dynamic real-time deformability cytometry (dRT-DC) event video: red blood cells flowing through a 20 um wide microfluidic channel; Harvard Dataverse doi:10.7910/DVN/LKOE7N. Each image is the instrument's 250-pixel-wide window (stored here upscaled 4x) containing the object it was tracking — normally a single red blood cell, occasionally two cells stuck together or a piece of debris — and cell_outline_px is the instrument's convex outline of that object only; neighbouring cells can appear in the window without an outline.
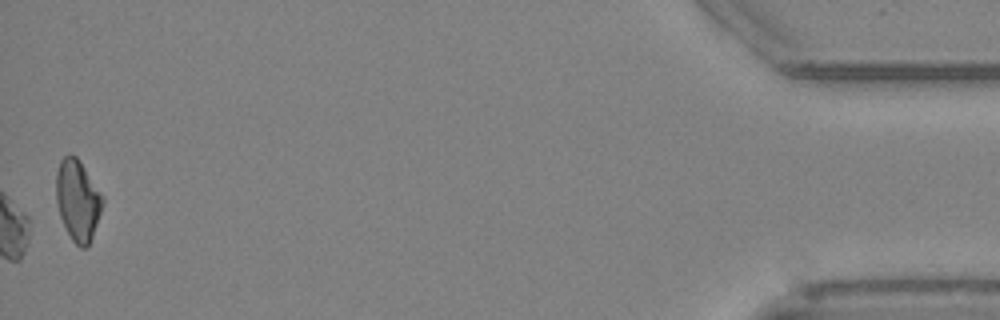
{"species": "Egyptian fruit bat (a non-hibernating species)", "species_latin": "Rousettus aegyptiacus", "temperature_condition": "cold", "stored_images_in_passage": 39, "camera_frame_rate_fps": 3000, "um_per_image_px": 0.085, "animal": {"sex": "female"}, "frame": {"image": 1, "passage_image": 39, "time_ms": 12.667, "image_size_px": [1000, 320], "cell_outline_px": [[104, 200], [92, 236], [88, 244], [84, 248], [80, 248], [72, 240], [60, 216], [56, 204], [56, 172], [60, 160], [68, 152], [76, 156], [104, 196]], "centroid_in_image_um": [6.59, 16.98], "position_along_channel_um": 428.6, "area_um2": 21.73}}